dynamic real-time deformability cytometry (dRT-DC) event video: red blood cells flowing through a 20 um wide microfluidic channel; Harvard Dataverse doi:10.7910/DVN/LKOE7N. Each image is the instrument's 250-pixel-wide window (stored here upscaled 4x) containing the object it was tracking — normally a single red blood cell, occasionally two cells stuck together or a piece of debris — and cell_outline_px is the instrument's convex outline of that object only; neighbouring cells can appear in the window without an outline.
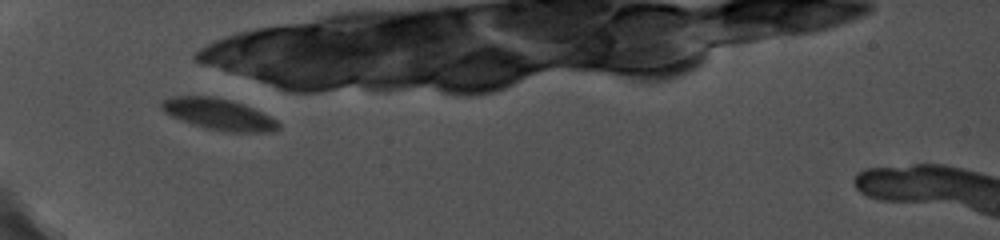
{"species": "common noctule bat (a hibernating species)", "species_latin": "Nyctalus noctula", "temperature_condition": "cold", "stored_images_in_passage": 8, "camera_frame_rate_fps": 5000, "um_per_image_px": 0.085, "animal": {"sex": "female", "body_mass_g": 19.0, "forearm_length_mm": 56.7}, "frame": {"image": 1, "passage_image": 7, "time_ms": 5.8, "image_size_px": [1000, 240], "cell_outline_px": [[280, 128], [272, 132], [224, 132], [204, 128], [172, 116], [164, 112], [160, 108], [160, 100], [172, 96], [212, 96], [232, 100], [252, 108], [276, 120], [280, 124]], "centroid_in_image_um": [18.56, 9.71], "position_along_channel_um": 66.4, "area_um2": 21.33}}